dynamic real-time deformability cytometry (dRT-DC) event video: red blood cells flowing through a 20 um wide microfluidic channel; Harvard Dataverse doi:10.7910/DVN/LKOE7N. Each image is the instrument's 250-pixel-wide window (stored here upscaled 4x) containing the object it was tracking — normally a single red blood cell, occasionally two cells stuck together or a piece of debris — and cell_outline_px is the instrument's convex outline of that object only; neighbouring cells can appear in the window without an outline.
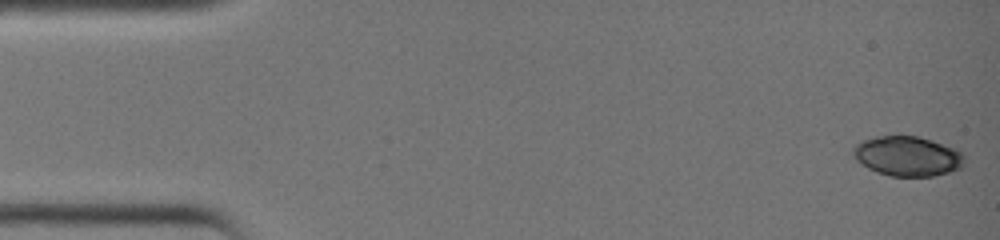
{"species": "common noctule bat (a hibernating species)", "species_latin": "Nyctalus noctula", "temperature_condition": "warm", "stored_images_in_passage": 39, "camera_frame_rate_fps": 3000, "um_per_image_px": 0.085, "animal": {"sex": "female", "body_mass_g": 19.0, "forearm_length_mm": 51.5}, "frame": {"image": 1, "passage_image": 1, "time_ms": 0.0, "image_size_px": [1000, 240], "cell_outline_px": [[964, 164], [960, 168], [948, 172], [932, 176], [888, 176], [876, 172], [868, 168], [856, 160], [852, 152], [852, 148], [856, 144], [864, 140], [876, 136], [920, 136], [956, 148], [964, 156]], "centroid_in_image_um": [77.13, 13.27], "position_along_channel_um": 7.9, "area_um2": 25.89}}
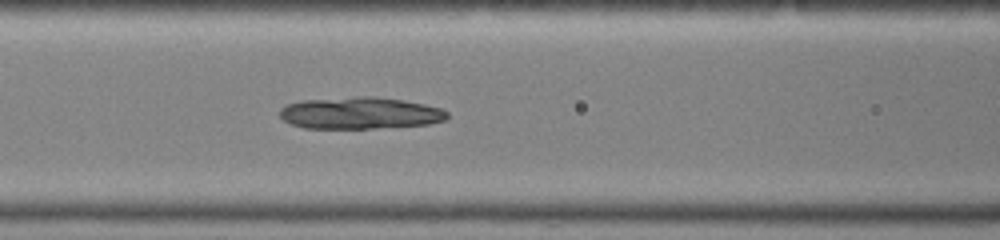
{"frame": {"image": 2, "passage_image": 17, "time_ms": 5.333, "image_size_px": [1000, 240], "cell_outline_px": [[448, 116], [444, 120], [428, 124], [376, 128], [304, 128], [292, 124], [284, 120], [280, 116], [280, 108], [288, 104], [304, 100], [356, 96], [372, 96], [404, 100], [424, 104], [440, 108], [448, 112]], "centroid_in_image_um": [30.6, 9.6], "position_along_channel_um": 136.0, "area_um2": 30.98}}
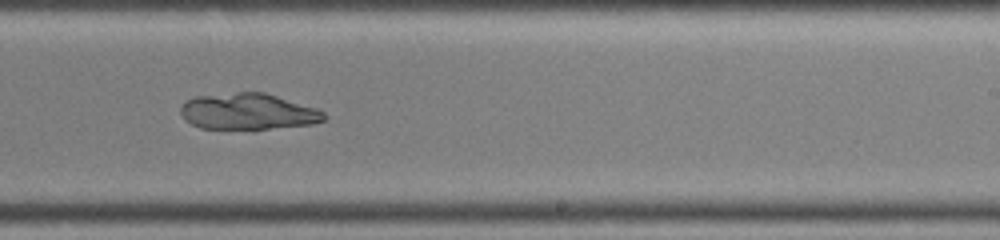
{"frame": {"image": 3, "passage_image": 25, "time_ms": 8.0, "image_size_px": [1000, 240], "cell_outline_px": [[328, 120], [312, 124], [252, 132], [200, 128], [184, 120], [180, 112], [180, 108], [184, 100], [196, 96], [240, 92], [264, 92], [320, 108], [328, 116]], "centroid_in_image_um": [21.13, 9.53], "position_along_channel_um": 267.9, "area_um2": 31.85}}